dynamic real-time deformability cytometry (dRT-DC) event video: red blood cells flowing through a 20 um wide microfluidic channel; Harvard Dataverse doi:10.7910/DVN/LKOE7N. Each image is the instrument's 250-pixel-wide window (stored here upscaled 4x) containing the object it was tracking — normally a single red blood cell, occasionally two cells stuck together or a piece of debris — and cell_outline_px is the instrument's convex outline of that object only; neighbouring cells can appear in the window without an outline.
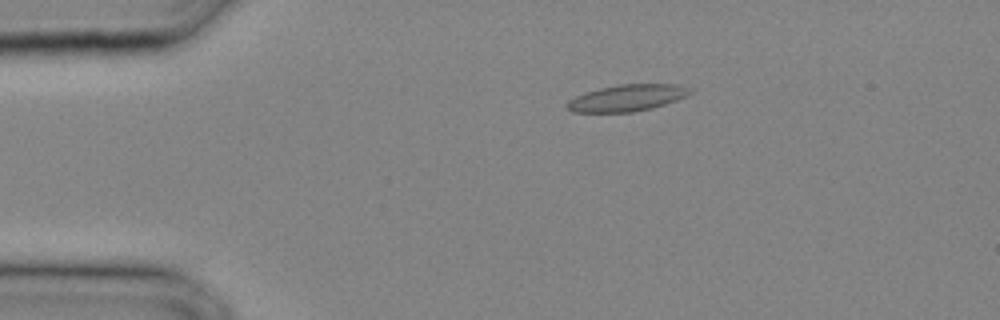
{"species": "common noctule bat (a hibernating species)", "species_latin": "Nyctalus noctula", "temperature_condition": "cold", "stored_images_in_passage": 24, "camera_frame_rate_fps": 3000, "um_per_image_px": 0.085, "animal": {"sex": "male", "body_mass_g": 20.4}, "frame": {"image": 1, "passage_image": 2, "time_ms": 0.333, "image_size_px": [1000, 320], "cell_outline_px": [[696, 92], [688, 96], [652, 108], [632, 112], [572, 112], [564, 104], [568, 100], [584, 92], [600, 88], [620, 84], [680, 84]], "centroid_in_image_um": [53.32, 8.31], "position_along_channel_um": 31.7, "area_um2": 19.19}}
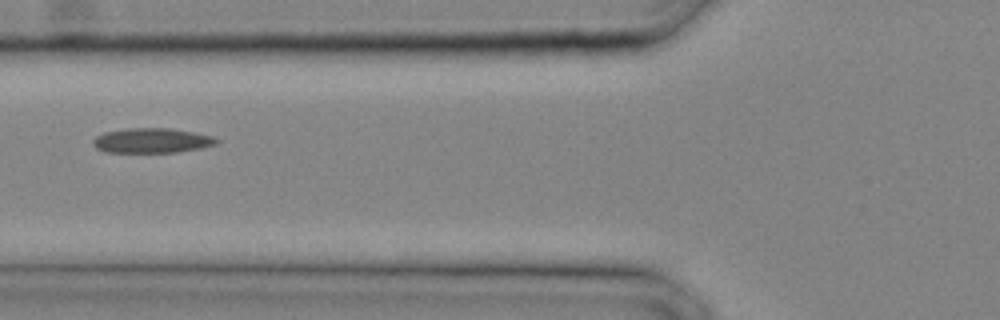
{"frame": {"image": 2, "passage_image": 8, "time_ms": 2.333, "image_size_px": [1000, 320], "cell_outline_px": [[220, 140], [216, 144], [200, 148], [176, 152], [104, 152], [96, 148], [92, 144], [92, 140], [96, 136], [104, 132], [128, 128], [168, 128], [192, 132], [212, 136]], "centroid_in_image_um": [12.87, 11.95], "position_along_channel_um": 112.9, "area_um2": 17.8}}
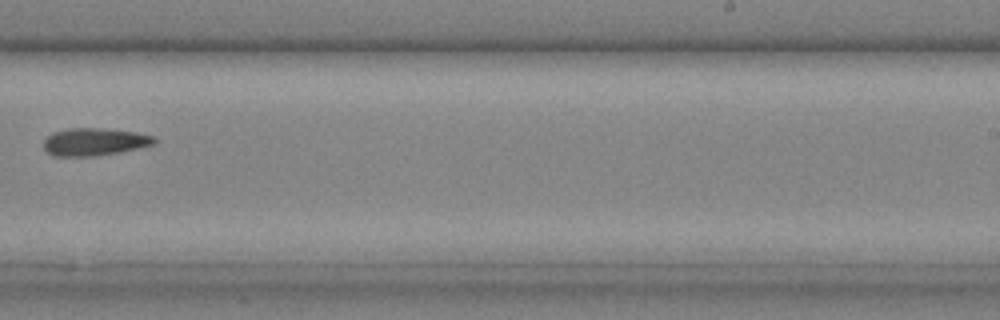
{"frame": {"image": 3, "passage_image": 16, "time_ms": 5.0, "image_size_px": [1000, 320], "cell_outline_px": [[156, 144], [120, 152], [96, 156], [52, 156], [44, 148], [44, 140], [52, 132], [68, 128], [100, 128], [132, 132], [152, 136], [156, 140]], "centroid_in_image_um": [7.99, 12.06], "position_along_channel_um": 281.0, "area_um2": 17.69}}